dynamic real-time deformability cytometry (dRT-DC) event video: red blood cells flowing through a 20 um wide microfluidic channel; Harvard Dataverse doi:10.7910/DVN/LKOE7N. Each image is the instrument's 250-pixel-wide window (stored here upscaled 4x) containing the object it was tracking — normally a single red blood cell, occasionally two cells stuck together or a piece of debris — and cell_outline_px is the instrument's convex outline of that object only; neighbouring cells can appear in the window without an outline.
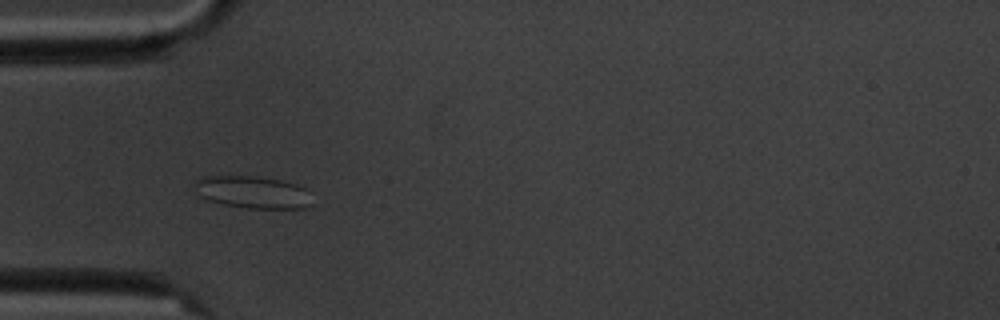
{"species": "common noctule bat (a hibernating species)", "species_latin": "Nyctalus noctula", "temperature_condition": "cold", "stored_images_in_passage": 6, "camera_frame_rate_fps": 3000, "um_per_image_px": 0.085, "animal": {"sex": "male", "body_mass_g": 20.1, "forearm_length_mm": 53.5}, "frame": {"image": 1, "passage_image": 5, "time_ms": 5.0, "image_size_px": [1000, 320], "cell_outline_px": [[312, 204], [304, 208], [248, 208], [224, 204], [208, 200], [200, 196], [192, 184], [200, 176], [252, 176], [280, 180], [296, 184], [304, 188]], "centroid_in_image_um": [21.42, 16.33], "position_along_channel_um": 63.6, "area_um2": 21.91}}
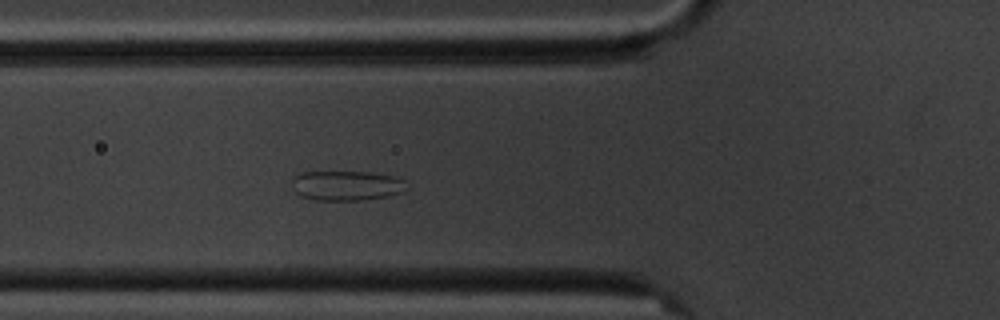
{"frame": {"image": 2, "passage_image": 6, "time_ms": 6.0, "image_size_px": [1000, 320], "cell_outline_px": [[404, 192], [388, 196], [364, 200], [316, 200], [300, 196], [292, 188], [292, 180], [300, 172], [368, 172], [392, 176], [404, 180]], "centroid_in_image_um": [29.42, 15.78], "position_along_channel_um": 96.4, "area_um2": 19.83}}